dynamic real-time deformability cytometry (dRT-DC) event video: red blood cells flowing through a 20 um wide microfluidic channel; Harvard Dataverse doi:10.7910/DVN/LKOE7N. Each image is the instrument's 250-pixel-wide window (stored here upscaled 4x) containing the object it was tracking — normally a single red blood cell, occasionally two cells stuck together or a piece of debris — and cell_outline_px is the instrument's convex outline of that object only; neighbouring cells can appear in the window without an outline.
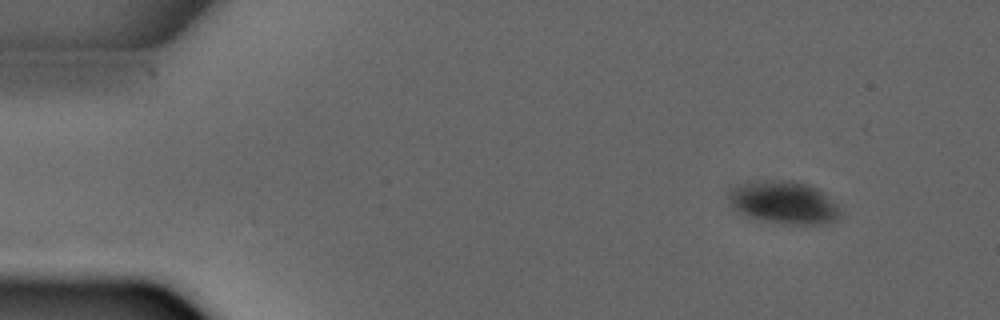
{"species": "common noctule bat (a hibernating species)", "species_latin": "Nyctalus noctula", "temperature_condition": "warm", "stored_images_in_passage": 3, "camera_frame_rate_fps": 3000, "um_per_image_px": 0.085, "animal": {"sex": "male", "forearm_length_mm": 52.5}, "frame": {"image": 1, "passage_image": 3, "time_ms": 3.667, "image_size_px": [1000, 320], "cell_outline_px": [[840, 216], [836, 220], [820, 224], [780, 224], [744, 216], [732, 208], [728, 200], [728, 188], [736, 184], [752, 180], [796, 180], [808, 184], [824, 192], [836, 204], [840, 212]], "centroid_in_image_um": [66.54, 17.19], "position_along_channel_um": 18.5, "area_um2": 28.5}}